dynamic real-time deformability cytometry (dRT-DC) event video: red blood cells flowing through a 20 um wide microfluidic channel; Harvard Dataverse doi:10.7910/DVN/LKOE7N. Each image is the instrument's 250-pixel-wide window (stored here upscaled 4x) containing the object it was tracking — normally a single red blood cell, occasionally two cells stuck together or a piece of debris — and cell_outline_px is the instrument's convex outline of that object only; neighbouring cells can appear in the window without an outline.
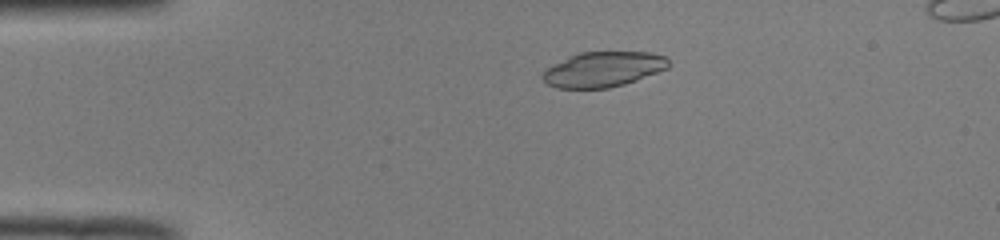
{"species": "common noctule bat (a hibernating species)", "species_latin": "Nyctalus noctula", "temperature_condition": "room temperature", "stored_images_in_passage": 41, "camera_frame_rate_fps": 3000, "um_per_image_px": 0.085, "animal": {"sex": "male", "body_mass_g": 19.0, "forearm_length_mm": 50.8}, "frame": {"image": 1, "passage_image": 1, "time_ms": 0.0, "image_size_px": [1000, 240], "cell_outline_px": [[668, 64], [664, 68], [632, 80], [620, 84], [604, 88], [560, 88], [548, 84], [544, 80], [544, 72], [572, 56], [584, 52], [644, 52], [664, 56], [668, 60]], "centroid_in_image_um": [51.26, 5.89], "position_along_channel_um": 33.7, "area_um2": 24.22}}
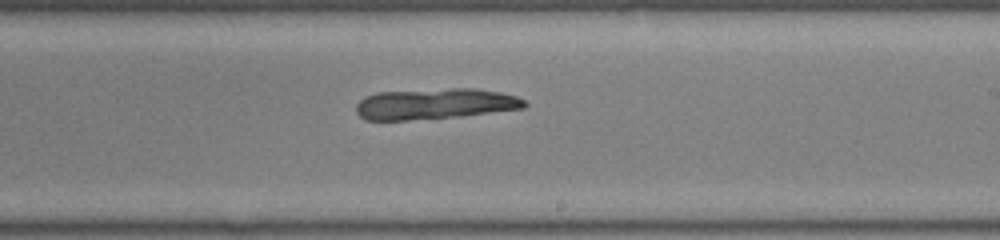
{"frame": {"image": 2, "passage_image": 21, "time_ms": 6.667, "image_size_px": [1000, 240], "cell_outline_px": [[524, 104], [520, 108], [444, 116], [404, 120], [368, 120], [360, 116], [356, 108], [360, 100], [368, 96], [380, 92], [496, 92], [512, 96], [524, 100]], "centroid_in_image_um": [36.76, 8.89], "position_along_channel_um": 252.2, "area_um2": 26.65}}
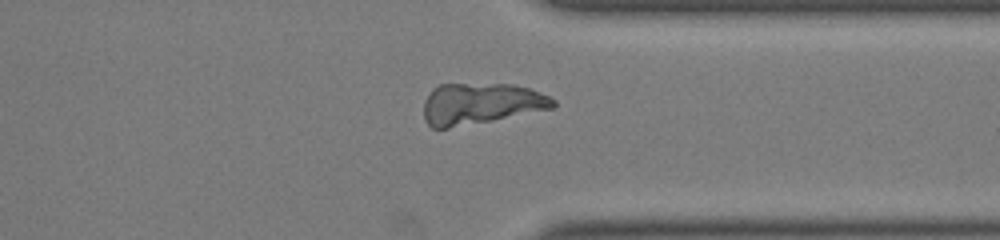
{"frame": {"image": 3, "passage_image": 30, "time_ms": 9.667, "image_size_px": [1000, 240], "cell_outline_px": [[556, 104], [552, 108], [488, 120], [444, 128], [432, 128], [428, 124], [424, 116], [424, 104], [428, 96], [440, 84], [504, 84], [528, 88], [548, 96], [556, 100]], "centroid_in_image_um": [40.85, 8.8], "position_along_channel_um": 370.6, "area_um2": 30.0}, "authors_computed_cell_mechanics": {"area_um2": 28.3798, "velocity_mm_per_s": 3.9685, "shape_relaxation_time_tau1_ms": null, "shape_relaxation_time_tau2_ms": 7.766, "deformation_change_tau1": null, "deformation_change_tau2": 0.1988}}